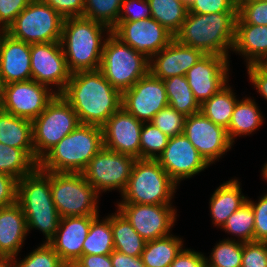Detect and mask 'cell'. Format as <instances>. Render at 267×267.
<instances>
[{"mask_svg": "<svg viewBox=\"0 0 267 267\" xmlns=\"http://www.w3.org/2000/svg\"><path fill=\"white\" fill-rule=\"evenodd\" d=\"M151 17L175 35L188 14V6L179 0H147Z\"/></svg>", "mask_w": 267, "mask_h": 267, "instance_id": "e575fe53", "label": "cell"}, {"mask_svg": "<svg viewBox=\"0 0 267 267\" xmlns=\"http://www.w3.org/2000/svg\"><path fill=\"white\" fill-rule=\"evenodd\" d=\"M11 260L14 267H65L61 257L46 242L37 246L24 259L17 261L16 257H13Z\"/></svg>", "mask_w": 267, "mask_h": 267, "instance_id": "ab89813d", "label": "cell"}, {"mask_svg": "<svg viewBox=\"0 0 267 267\" xmlns=\"http://www.w3.org/2000/svg\"><path fill=\"white\" fill-rule=\"evenodd\" d=\"M229 57L204 54L189 69L185 77L198 103L201 105L228 83Z\"/></svg>", "mask_w": 267, "mask_h": 267, "instance_id": "d6986e66", "label": "cell"}, {"mask_svg": "<svg viewBox=\"0 0 267 267\" xmlns=\"http://www.w3.org/2000/svg\"><path fill=\"white\" fill-rule=\"evenodd\" d=\"M237 12L210 14L189 13L174 35L179 43L201 50L204 54L229 56L235 39Z\"/></svg>", "mask_w": 267, "mask_h": 267, "instance_id": "3957f363", "label": "cell"}, {"mask_svg": "<svg viewBox=\"0 0 267 267\" xmlns=\"http://www.w3.org/2000/svg\"><path fill=\"white\" fill-rule=\"evenodd\" d=\"M177 186L157 160L136 159L118 203L171 204Z\"/></svg>", "mask_w": 267, "mask_h": 267, "instance_id": "8992f818", "label": "cell"}, {"mask_svg": "<svg viewBox=\"0 0 267 267\" xmlns=\"http://www.w3.org/2000/svg\"><path fill=\"white\" fill-rule=\"evenodd\" d=\"M143 122L122 107L101 127L103 147L140 159V135Z\"/></svg>", "mask_w": 267, "mask_h": 267, "instance_id": "ffe728a7", "label": "cell"}, {"mask_svg": "<svg viewBox=\"0 0 267 267\" xmlns=\"http://www.w3.org/2000/svg\"><path fill=\"white\" fill-rule=\"evenodd\" d=\"M261 72L267 75V54L254 64Z\"/></svg>", "mask_w": 267, "mask_h": 267, "instance_id": "11a10c76", "label": "cell"}, {"mask_svg": "<svg viewBox=\"0 0 267 267\" xmlns=\"http://www.w3.org/2000/svg\"><path fill=\"white\" fill-rule=\"evenodd\" d=\"M169 137L150 122L142 125L140 159L157 160L168 144Z\"/></svg>", "mask_w": 267, "mask_h": 267, "instance_id": "f35d334b", "label": "cell"}, {"mask_svg": "<svg viewBox=\"0 0 267 267\" xmlns=\"http://www.w3.org/2000/svg\"><path fill=\"white\" fill-rule=\"evenodd\" d=\"M74 109L81 124L102 127L122 106V93L98 70L71 73L60 94Z\"/></svg>", "mask_w": 267, "mask_h": 267, "instance_id": "6da1fadb", "label": "cell"}, {"mask_svg": "<svg viewBox=\"0 0 267 267\" xmlns=\"http://www.w3.org/2000/svg\"><path fill=\"white\" fill-rule=\"evenodd\" d=\"M232 51L246 57V65L255 64L267 54V25L235 24Z\"/></svg>", "mask_w": 267, "mask_h": 267, "instance_id": "d4e9b609", "label": "cell"}, {"mask_svg": "<svg viewBox=\"0 0 267 267\" xmlns=\"http://www.w3.org/2000/svg\"><path fill=\"white\" fill-rule=\"evenodd\" d=\"M17 203L26 218L28 233L30 229L42 231L48 243L59 228L61 217L54 205L50 172L37 168L33 173L18 180Z\"/></svg>", "mask_w": 267, "mask_h": 267, "instance_id": "277c9868", "label": "cell"}, {"mask_svg": "<svg viewBox=\"0 0 267 267\" xmlns=\"http://www.w3.org/2000/svg\"><path fill=\"white\" fill-rule=\"evenodd\" d=\"M150 60L124 44L112 32L103 46L99 70L105 79L121 93L131 88L149 73Z\"/></svg>", "mask_w": 267, "mask_h": 267, "instance_id": "52a82bcc", "label": "cell"}, {"mask_svg": "<svg viewBox=\"0 0 267 267\" xmlns=\"http://www.w3.org/2000/svg\"><path fill=\"white\" fill-rule=\"evenodd\" d=\"M38 168L35 150H22L0 143V172L17 180L33 173Z\"/></svg>", "mask_w": 267, "mask_h": 267, "instance_id": "f546056e", "label": "cell"}, {"mask_svg": "<svg viewBox=\"0 0 267 267\" xmlns=\"http://www.w3.org/2000/svg\"><path fill=\"white\" fill-rule=\"evenodd\" d=\"M157 161L176 184L210 166L184 134L169 138Z\"/></svg>", "mask_w": 267, "mask_h": 267, "instance_id": "ac0fdd59", "label": "cell"}, {"mask_svg": "<svg viewBox=\"0 0 267 267\" xmlns=\"http://www.w3.org/2000/svg\"><path fill=\"white\" fill-rule=\"evenodd\" d=\"M252 98L237 100L227 133L234 143L237 136L252 134L263 124V115Z\"/></svg>", "mask_w": 267, "mask_h": 267, "instance_id": "83f0119b", "label": "cell"}, {"mask_svg": "<svg viewBox=\"0 0 267 267\" xmlns=\"http://www.w3.org/2000/svg\"><path fill=\"white\" fill-rule=\"evenodd\" d=\"M135 6L138 8L134 9ZM151 17L147 0H123L118 21H138Z\"/></svg>", "mask_w": 267, "mask_h": 267, "instance_id": "bcb514c9", "label": "cell"}, {"mask_svg": "<svg viewBox=\"0 0 267 267\" xmlns=\"http://www.w3.org/2000/svg\"><path fill=\"white\" fill-rule=\"evenodd\" d=\"M193 0H184V3L188 6Z\"/></svg>", "mask_w": 267, "mask_h": 267, "instance_id": "be15d7a7", "label": "cell"}, {"mask_svg": "<svg viewBox=\"0 0 267 267\" xmlns=\"http://www.w3.org/2000/svg\"><path fill=\"white\" fill-rule=\"evenodd\" d=\"M96 216L61 217L58 231L48 242L65 264L82 256L83 243Z\"/></svg>", "mask_w": 267, "mask_h": 267, "instance_id": "603a6c76", "label": "cell"}, {"mask_svg": "<svg viewBox=\"0 0 267 267\" xmlns=\"http://www.w3.org/2000/svg\"><path fill=\"white\" fill-rule=\"evenodd\" d=\"M18 180L0 172V208L17 202Z\"/></svg>", "mask_w": 267, "mask_h": 267, "instance_id": "681fc988", "label": "cell"}, {"mask_svg": "<svg viewBox=\"0 0 267 267\" xmlns=\"http://www.w3.org/2000/svg\"><path fill=\"white\" fill-rule=\"evenodd\" d=\"M114 250L135 257L141 256L146 240L132 227L130 222L118 210L111 214Z\"/></svg>", "mask_w": 267, "mask_h": 267, "instance_id": "4dcf8cb0", "label": "cell"}, {"mask_svg": "<svg viewBox=\"0 0 267 267\" xmlns=\"http://www.w3.org/2000/svg\"><path fill=\"white\" fill-rule=\"evenodd\" d=\"M64 19L83 16L84 0H42Z\"/></svg>", "mask_w": 267, "mask_h": 267, "instance_id": "c3c4849f", "label": "cell"}, {"mask_svg": "<svg viewBox=\"0 0 267 267\" xmlns=\"http://www.w3.org/2000/svg\"><path fill=\"white\" fill-rule=\"evenodd\" d=\"M229 84H226L210 99L200 105V112L213 123L228 128L237 103V97Z\"/></svg>", "mask_w": 267, "mask_h": 267, "instance_id": "1f68e13d", "label": "cell"}, {"mask_svg": "<svg viewBox=\"0 0 267 267\" xmlns=\"http://www.w3.org/2000/svg\"><path fill=\"white\" fill-rule=\"evenodd\" d=\"M169 105L163 80L150 72L122 92V108L145 123Z\"/></svg>", "mask_w": 267, "mask_h": 267, "instance_id": "5bb4252c", "label": "cell"}, {"mask_svg": "<svg viewBox=\"0 0 267 267\" xmlns=\"http://www.w3.org/2000/svg\"><path fill=\"white\" fill-rule=\"evenodd\" d=\"M32 0H0V31H6Z\"/></svg>", "mask_w": 267, "mask_h": 267, "instance_id": "7dc6e473", "label": "cell"}, {"mask_svg": "<svg viewBox=\"0 0 267 267\" xmlns=\"http://www.w3.org/2000/svg\"><path fill=\"white\" fill-rule=\"evenodd\" d=\"M105 31L106 35L112 32L105 25L83 16L64 19L60 43L71 73L100 68Z\"/></svg>", "mask_w": 267, "mask_h": 267, "instance_id": "7a4b0ae2", "label": "cell"}, {"mask_svg": "<svg viewBox=\"0 0 267 267\" xmlns=\"http://www.w3.org/2000/svg\"><path fill=\"white\" fill-rule=\"evenodd\" d=\"M243 242L227 238L214 246L206 261L215 267H241Z\"/></svg>", "mask_w": 267, "mask_h": 267, "instance_id": "74e56055", "label": "cell"}, {"mask_svg": "<svg viewBox=\"0 0 267 267\" xmlns=\"http://www.w3.org/2000/svg\"><path fill=\"white\" fill-rule=\"evenodd\" d=\"M118 211L146 241L171 235L177 211L172 204L118 203Z\"/></svg>", "mask_w": 267, "mask_h": 267, "instance_id": "4fadbf2b", "label": "cell"}, {"mask_svg": "<svg viewBox=\"0 0 267 267\" xmlns=\"http://www.w3.org/2000/svg\"><path fill=\"white\" fill-rule=\"evenodd\" d=\"M246 66L250 82L258 90L257 92L267 100V75L261 72L254 64Z\"/></svg>", "mask_w": 267, "mask_h": 267, "instance_id": "816d5d0a", "label": "cell"}, {"mask_svg": "<svg viewBox=\"0 0 267 267\" xmlns=\"http://www.w3.org/2000/svg\"><path fill=\"white\" fill-rule=\"evenodd\" d=\"M247 1H250V0H234V2H235V4H236L237 8H238L241 4H243V3L247 2Z\"/></svg>", "mask_w": 267, "mask_h": 267, "instance_id": "680465c9", "label": "cell"}, {"mask_svg": "<svg viewBox=\"0 0 267 267\" xmlns=\"http://www.w3.org/2000/svg\"><path fill=\"white\" fill-rule=\"evenodd\" d=\"M203 55L201 50L183 45L173 39L165 48L152 56L149 72L161 80L174 76H185L186 72Z\"/></svg>", "mask_w": 267, "mask_h": 267, "instance_id": "7402d4cb", "label": "cell"}, {"mask_svg": "<svg viewBox=\"0 0 267 267\" xmlns=\"http://www.w3.org/2000/svg\"><path fill=\"white\" fill-rule=\"evenodd\" d=\"M0 143L22 150H34L32 121L0 110Z\"/></svg>", "mask_w": 267, "mask_h": 267, "instance_id": "4316f807", "label": "cell"}, {"mask_svg": "<svg viewBox=\"0 0 267 267\" xmlns=\"http://www.w3.org/2000/svg\"><path fill=\"white\" fill-rule=\"evenodd\" d=\"M188 12L196 14L237 12V6L234 0H193L188 5Z\"/></svg>", "mask_w": 267, "mask_h": 267, "instance_id": "ee69618b", "label": "cell"}, {"mask_svg": "<svg viewBox=\"0 0 267 267\" xmlns=\"http://www.w3.org/2000/svg\"><path fill=\"white\" fill-rule=\"evenodd\" d=\"M183 134L210 165L219 160L233 145L227 129L213 123L201 112L187 116Z\"/></svg>", "mask_w": 267, "mask_h": 267, "instance_id": "e0dca14e", "label": "cell"}, {"mask_svg": "<svg viewBox=\"0 0 267 267\" xmlns=\"http://www.w3.org/2000/svg\"><path fill=\"white\" fill-rule=\"evenodd\" d=\"M102 147V128L80 124L39 160L38 168L47 172L82 173Z\"/></svg>", "mask_w": 267, "mask_h": 267, "instance_id": "5b68a950", "label": "cell"}, {"mask_svg": "<svg viewBox=\"0 0 267 267\" xmlns=\"http://www.w3.org/2000/svg\"><path fill=\"white\" fill-rule=\"evenodd\" d=\"M0 267H14V265L11 259H7L4 261H0Z\"/></svg>", "mask_w": 267, "mask_h": 267, "instance_id": "9f6ffc18", "label": "cell"}, {"mask_svg": "<svg viewBox=\"0 0 267 267\" xmlns=\"http://www.w3.org/2000/svg\"><path fill=\"white\" fill-rule=\"evenodd\" d=\"M50 187L60 217L99 215V194L82 173L50 172Z\"/></svg>", "mask_w": 267, "mask_h": 267, "instance_id": "ba28073f", "label": "cell"}, {"mask_svg": "<svg viewBox=\"0 0 267 267\" xmlns=\"http://www.w3.org/2000/svg\"><path fill=\"white\" fill-rule=\"evenodd\" d=\"M0 110H1V93H0Z\"/></svg>", "mask_w": 267, "mask_h": 267, "instance_id": "e7e4bbea", "label": "cell"}, {"mask_svg": "<svg viewBox=\"0 0 267 267\" xmlns=\"http://www.w3.org/2000/svg\"><path fill=\"white\" fill-rule=\"evenodd\" d=\"M75 264L78 267H113L110 255H82Z\"/></svg>", "mask_w": 267, "mask_h": 267, "instance_id": "db71d44e", "label": "cell"}, {"mask_svg": "<svg viewBox=\"0 0 267 267\" xmlns=\"http://www.w3.org/2000/svg\"><path fill=\"white\" fill-rule=\"evenodd\" d=\"M169 106L186 116L200 112L196 100L185 76H174L163 80Z\"/></svg>", "mask_w": 267, "mask_h": 267, "instance_id": "d6a6232c", "label": "cell"}, {"mask_svg": "<svg viewBox=\"0 0 267 267\" xmlns=\"http://www.w3.org/2000/svg\"><path fill=\"white\" fill-rule=\"evenodd\" d=\"M31 74L37 83L55 86L61 94L70 79L66 59L60 42L31 44Z\"/></svg>", "mask_w": 267, "mask_h": 267, "instance_id": "2e32d148", "label": "cell"}, {"mask_svg": "<svg viewBox=\"0 0 267 267\" xmlns=\"http://www.w3.org/2000/svg\"><path fill=\"white\" fill-rule=\"evenodd\" d=\"M27 233L26 218L17 202L0 208V250L9 259L17 258Z\"/></svg>", "mask_w": 267, "mask_h": 267, "instance_id": "cb8c5ba5", "label": "cell"}, {"mask_svg": "<svg viewBox=\"0 0 267 267\" xmlns=\"http://www.w3.org/2000/svg\"><path fill=\"white\" fill-rule=\"evenodd\" d=\"M262 176H263L264 180H267V162L265 163V165H263Z\"/></svg>", "mask_w": 267, "mask_h": 267, "instance_id": "6f0895ef", "label": "cell"}, {"mask_svg": "<svg viewBox=\"0 0 267 267\" xmlns=\"http://www.w3.org/2000/svg\"><path fill=\"white\" fill-rule=\"evenodd\" d=\"M241 267H267V242L243 243Z\"/></svg>", "mask_w": 267, "mask_h": 267, "instance_id": "7bdbcfd3", "label": "cell"}, {"mask_svg": "<svg viewBox=\"0 0 267 267\" xmlns=\"http://www.w3.org/2000/svg\"><path fill=\"white\" fill-rule=\"evenodd\" d=\"M202 267H215V266H213L209 262L205 261Z\"/></svg>", "mask_w": 267, "mask_h": 267, "instance_id": "94428289", "label": "cell"}, {"mask_svg": "<svg viewBox=\"0 0 267 267\" xmlns=\"http://www.w3.org/2000/svg\"><path fill=\"white\" fill-rule=\"evenodd\" d=\"M222 228L225 232L236 236L240 242L255 241L254 212L252 206L246 201L228 217Z\"/></svg>", "mask_w": 267, "mask_h": 267, "instance_id": "d590c367", "label": "cell"}, {"mask_svg": "<svg viewBox=\"0 0 267 267\" xmlns=\"http://www.w3.org/2000/svg\"><path fill=\"white\" fill-rule=\"evenodd\" d=\"M173 234L146 241L141 254L145 267H170L176 255L183 248V241Z\"/></svg>", "mask_w": 267, "mask_h": 267, "instance_id": "f1b7e54d", "label": "cell"}, {"mask_svg": "<svg viewBox=\"0 0 267 267\" xmlns=\"http://www.w3.org/2000/svg\"><path fill=\"white\" fill-rule=\"evenodd\" d=\"M112 33L149 60L174 39V35L152 17L138 21H118Z\"/></svg>", "mask_w": 267, "mask_h": 267, "instance_id": "9a60e30c", "label": "cell"}, {"mask_svg": "<svg viewBox=\"0 0 267 267\" xmlns=\"http://www.w3.org/2000/svg\"><path fill=\"white\" fill-rule=\"evenodd\" d=\"M65 267H78L75 263L65 264Z\"/></svg>", "mask_w": 267, "mask_h": 267, "instance_id": "6125c7cd", "label": "cell"}, {"mask_svg": "<svg viewBox=\"0 0 267 267\" xmlns=\"http://www.w3.org/2000/svg\"><path fill=\"white\" fill-rule=\"evenodd\" d=\"M247 202L254 212L255 241L267 242V193L259 198L258 203L249 198Z\"/></svg>", "mask_w": 267, "mask_h": 267, "instance_id": "f6af8a7d", "label": "cell"}, {"mask_svg": "<svg viewBox=\"0 0 267 267\" xmlns=\"http://www.w3.org/2000/svg\"><path fill=\"white\" fill-rule=\"evenodd\" d=\"M80 124L72 106L60 94H56L45 110L32 121L35 159L39 162L52 147Z\"/></svg>", "mask_w": 267, "mask_h": 267, "instance_id": "9c48e42d", "label": "cell"}, {"mask_svg": "<svg viewBox=\"0 0 267 267\" xmlns=\"http://www.w3.org/2000/svg\"><path fill=\"white\" fill-rule=\"evenodd\" d=\"M31 44L0 31V85L32 79Z\"/></svg>", "mask_w": 267, "mask_h": 267, "instance_id": "44dd1931", "label": "cell"}, {"mask_svg": "<svg viewBox=\"0 0 267 267\" xmlns=\"http://www.w3.org/2000/svg\"><path fill=\"white\" fill-rule=\"evenodd\" d=\"M186 118L187 116L185 114L177 112L168 105L157 113L150 123L171 138L183 134Z\"/></svg>", "mask_w": 267, "mask_h": 267, "instance_id": "60d3db41", "label": "cell"}, {"mask_svg": "<svg viewBox=\"0 0 267 267\" xmlns=\"http://www.w3.org/2000/svg\"><path fill=\"white\" fill-rule=\"evenodd\" d=\"M206 258L207 257L200 252L182 248L176 255L175 260L171 263L170 267H202Z\"/></svg>", "mask_w": 267, "mask_h": 267, "instance_id": "f907efd6", "label": "cell"}, {"mask_svg": "<svg viewBox=\"0 0 267 267\" xmlns=\"http://www.w3.org/2000/svg\"><path fill=\"white\" fill-rule=\"evenodd\" d=\"M240 187V182L234 178L221 184L213 193L209 203L215 226L221 228L228 217L247 201L248 197L241 193Z\"/></svg>", "mask_w": 267, "mask_h": 267, "instance_id": "484cf974", "label": "cell"}, {"mask_svg": "<svg viewBox=\"0 0 267 267\" xmlns=\"http://www.w3.org/2000/svg\"><path fill=\"white\" fill-rule=\"evenodd\" d=\"M135 161L136 158L130 155L102 147L92 157L82 174L98 194L116 189L122 194L128 184Z\"/></svg>", "mask_w": 267, "mask_h": 267, "instance_id": "8fae6325", "label": "cell"}, {"mask_svg": "<svg viewBox=\"0 0 267 267\" xmlns=\"http://www.w3.org/2000/svg\"><path fill=\"white\" fill-rule=\"evenodd\" d=\"M56 96L55 90L33 79L1 86V110L33 121Z\"/></svg>", "mask_w": 267, "mask_h": 267, "instance_id": "7c38bea8", "label": "cell"}, {"mask_svg": "<svg viewBox=\"0 0 267 267\" xmlns=\"http://www.w3.org/2000/svg\"><path fill=\"white\" fill-rule=\"evenodd\" d=\"M123 0H84L83 17L108 27L111 31L118 23Z\"/></svg>", "mask_w": 267, "mask_h": 267, "instance_id": "8d00e7d4", "label": "cell"}, {"mask_svg": "<svg viewBox=\"0 0 267 267\" xmlns=\"http://www.w3.org/2000/svg\"><path fill=\"white\" fill-rule=\"evenodd\" d=\"M99 218L98 215L91 221L82 255H110L114 251L111 215L101 221Z\"/></svg>", "mask_w": 267, "mask_h": 267, "instance_id": "836d02e7", "label": "cell"}, {"mask_svg": "<svg viewBox=\"0 0 267 267\" xmlns=\"http://www.w3.org/2000/svg\"><path fill=\"white\" fill-rule=\"evenodd\" d=\"M236 24L267 25V1L250 0L237 8Z\"/></svg>", "mask_w": 267, "mask_h": 267, "instance_id": "b9f144b4", "label": "cell"}, {"mask_svg": "<svg viewBox=\"0 0 267 267\" xmlns=\"http://www.w3.org/2000/svg\"><path fill=\"white\" fill-rule=\"evenodd\" d=\"M9 259L1 250H0V261Z\"/></svg>", "mask_w": 267, "mask_h": 267, "instance_id": "91938a15", "label": "cell"}, {"mask_svg": "<svg viewBox=\"0 0 267 267\" xmlns=\"http://www.w3.org/2000/svg\"><path fill=\"white\" fill-rule=\"evenodd\" d=\"M110 257L113 267H145L141 256L132 257L114 250Z\"/></svg>", "mask_w": 267, "mask_h": 267, "instance_id": "f5cc1de1", "label": "cell"}, {"mask_svg": "<svg viewBox=\"0 0 267 267\" xmlns=\"http://www.w3.org/2000/svg\"><path fill=\"white\" fill-rule=\"evenodd\" d=\"M64 18L42 0H32L5 31L28 44L60 42Z\"/></svg>", "mask_w": 267, "mask_h": 267, "instance_id": "30bf717a", "label": "cell"}]
</instances>
